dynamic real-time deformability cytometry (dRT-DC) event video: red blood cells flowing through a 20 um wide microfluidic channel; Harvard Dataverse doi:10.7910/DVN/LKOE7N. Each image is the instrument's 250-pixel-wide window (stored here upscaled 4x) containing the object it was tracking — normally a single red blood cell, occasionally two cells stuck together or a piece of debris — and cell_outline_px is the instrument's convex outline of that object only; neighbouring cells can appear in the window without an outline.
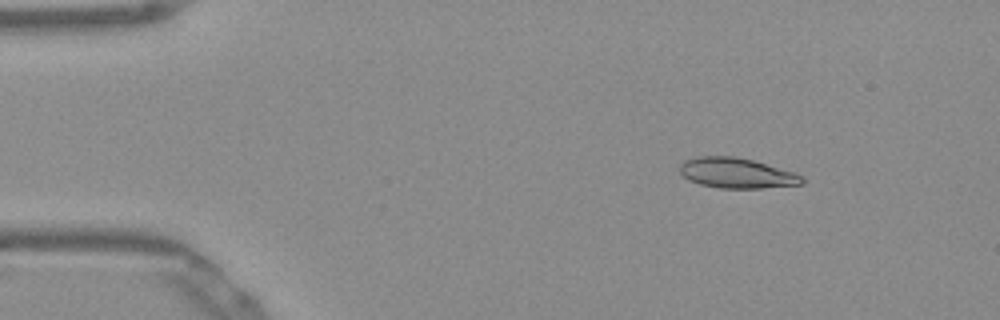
{"species": "Egyptian fruit bat (a non-hibernating species)", "species_latin": "Rousettus aegyptiacus", "temperature_condition": "warm", "stored_images_in_passage": 50, "camera_frame_rate_fps": 3000, "um_per_image_px": 0.085, "frame": {"image": 1, "passage_image": 5, "time_ms": 1.333, "image_size_px": [1000, 320], "cell_outline_px": [[804, 184], [760, 188], [720, 188], [700, 184], [688, 180], [680, 172], [680, 164], [684, 160], [696, 156], [736, 156], [752, 160], [796, 172], [804, 176]], "centroid_in_image_um": [62.63, 14.7], "position_along_channel_um": 22.4, "area_um2": 21.73}}
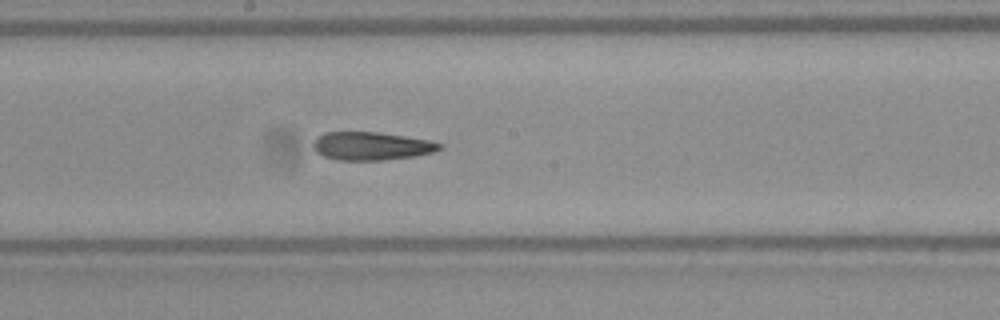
{"frame": {"image": 2, "passage_image": 26, "time_ms": 8.333, "image_size_px": [1000, 320], "cell_outline_px": [[444, 148], [432, 152], [416, 156], [380, 160], [340, 160], [324, 156], [316, 152], [312, 144], [316, 136], [324, 132], [376, 132], [404, 136], [428, 140], [444, 144]], "centroid_in_image_um": [31.56, 12.41], "position_along_channel_um": 216.6, "area_um2": 20.75}}
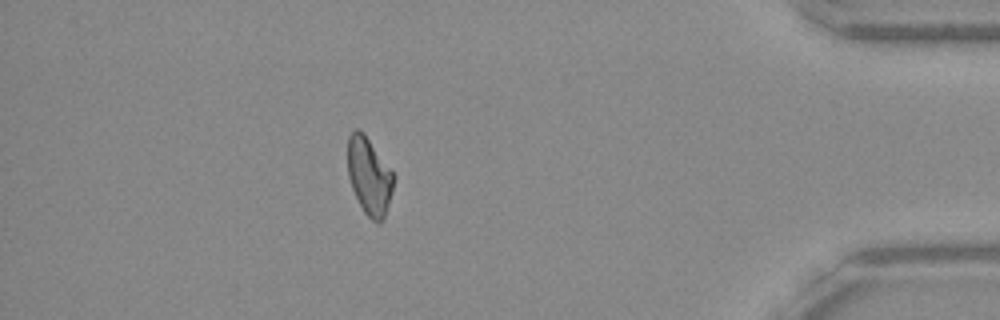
{"frame": {"image": 3, "passage_image": 44, "time_ms": 14.333, "image_size_px": [1000, 320], "cell_outline_px": [[396, 176], [392, 192], [384, 220], [380, 224], [376, 224], [364, 212], [352, 188], [348, 176], [348, 136], [356, 128], [364, 132]], "centroid_in_image_um": [31.4, 14.98], "position_along_channel_um": 403.8, "area_um2": 20.87}, "authors_computed_cell_mechanics": {"area_um2": 21.386, "velocity_mm_per_s": 3.8803, "shape_relaxation_time_tau1_ms": null, "shape_relaxation_time_tau2_ms": 4.2856, "deformation_change_tau1": null, "deformation_change_tau2": 0.1408}}